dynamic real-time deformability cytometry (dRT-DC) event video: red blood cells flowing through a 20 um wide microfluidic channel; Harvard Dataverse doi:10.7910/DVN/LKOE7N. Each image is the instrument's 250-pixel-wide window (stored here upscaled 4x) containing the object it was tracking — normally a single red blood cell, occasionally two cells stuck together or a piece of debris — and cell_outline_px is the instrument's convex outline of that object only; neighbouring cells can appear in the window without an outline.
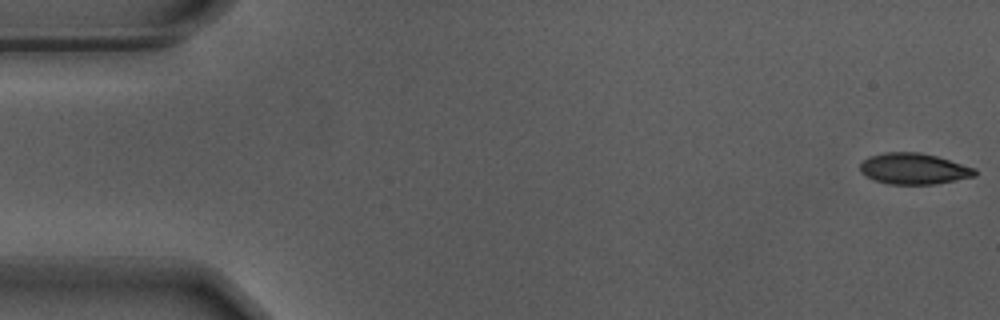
{"species": "Egyptian fruit bat (a non-hibernating species)", "species_latin": "Rousettus aegyptiacus", "temperature_condition": "warm", "stored_images_in_passage": 56, "camera_frame_rate_fps": 3000, "um_per_image_px": 0.085, "animal": {"sex": "male"}, "frame": {"image": 1, "passage_image": 1, "time_ms": 0.0, "image_size_px": [1000, 320], "cell_outline_px": [[976, 176], [936, 184], [888, 184], [872, 180], [864, 176], [860, 172], [860, 164], [864, 160], [872, 156], [884, 152], [920, 152], [936, 156], [976, 168]], "centroid_in_image_um": [77.66, 14.35], "position_along_channel_um": 7.3, "area_um2": 20.87}}
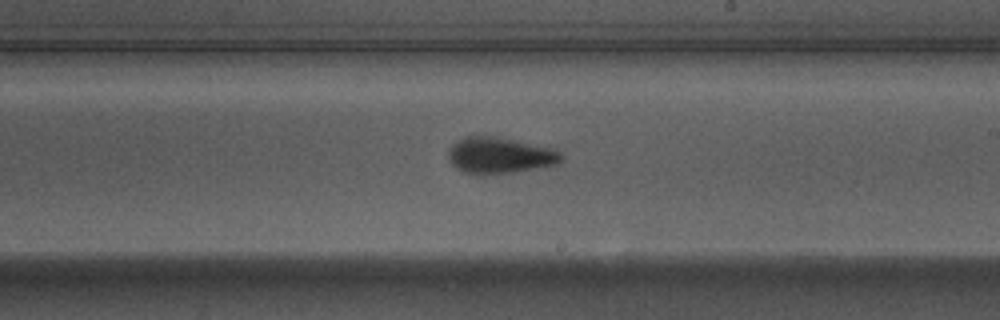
{"frame": {"image": 2, "passage_image": 32, "time_ms": 10.333, "image_size_px": [1000, 320], "cell_outline_px": [[564, 160], [556, 164], [512, 172], [484, 176], [480, 176], [464, 172], [452, 164], [448, 156], [448, 152], [452, 144], [456, 140], [464, 136], [492, 136], [552, 148], [560, 152], [564, 156]], "centroid_in_image_um": [42.45, 13.22], "position_along_channel_um": 246.6, "area_um2": 23.81}}
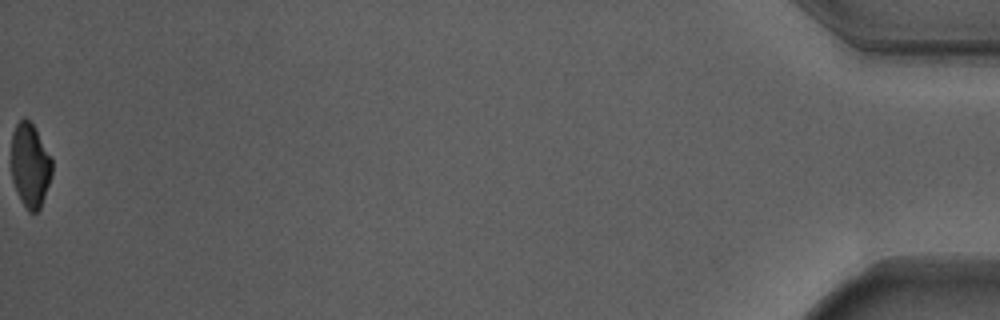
{"frame": {"image": 3, "passage_image": 56, "time_ms": 18.333, "image_size_px": [1000, 320], "cell_outline_px": [[52, 172], [40, 208], [36, 212], [28, 212], [20, 200], [12, 180], [12, 132], [16, 124], [24, 116], [32, 124], [52, 160]], "centroid_in_image_um": [2.54, 14.07], "position_along_channel_um": 432.7, "area_um2": 19.59}, "authors_computed_cell_mechanics": {"area_um2": 22.2241, "velocity_mm_per_s": 3.6967, "shape_relaxation_time_tau1_ms": 3.5716, "shape_relaxation_time_tau2_ms": 0.614, "deformation_change_tau1": 0.1652, "deformation_change_tau2": 0.0646}}